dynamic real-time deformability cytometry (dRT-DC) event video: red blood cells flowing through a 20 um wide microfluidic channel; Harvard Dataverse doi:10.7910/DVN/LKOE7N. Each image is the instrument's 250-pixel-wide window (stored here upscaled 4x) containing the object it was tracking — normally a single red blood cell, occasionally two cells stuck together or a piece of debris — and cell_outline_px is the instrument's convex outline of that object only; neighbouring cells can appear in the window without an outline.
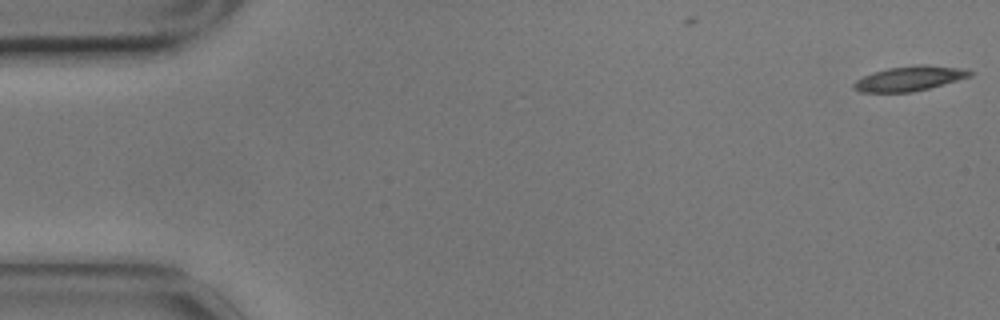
{"species": "common noctule bat (a hibernating species)", "species_latin": "Nyctalus noctula", "temperature_condition": "cold", "stored_images_in_passage": 10, "camera_frame_rate_fps": 3000, "um_per_image_px": 0.085, "animal": {"sex": "male", "body_mass_g": 17.9}, "frame": {"image": 1, "passage_image": 1, "time_ms": 0.0, "image_size_px": [1000, 320], "cell_outline_px": [[976, 72], [972, 76], [944, 84], [912, 92], [860, 92], [852, 88], [852, 84], [856, 80], [872, 72], [888, 68], [916, 64], [928, 64], [968, 68]], "centroid_in_image_um": [77.37, 6.65], "position_along_channel_um": 7.6, "area_um2": 17.17}}